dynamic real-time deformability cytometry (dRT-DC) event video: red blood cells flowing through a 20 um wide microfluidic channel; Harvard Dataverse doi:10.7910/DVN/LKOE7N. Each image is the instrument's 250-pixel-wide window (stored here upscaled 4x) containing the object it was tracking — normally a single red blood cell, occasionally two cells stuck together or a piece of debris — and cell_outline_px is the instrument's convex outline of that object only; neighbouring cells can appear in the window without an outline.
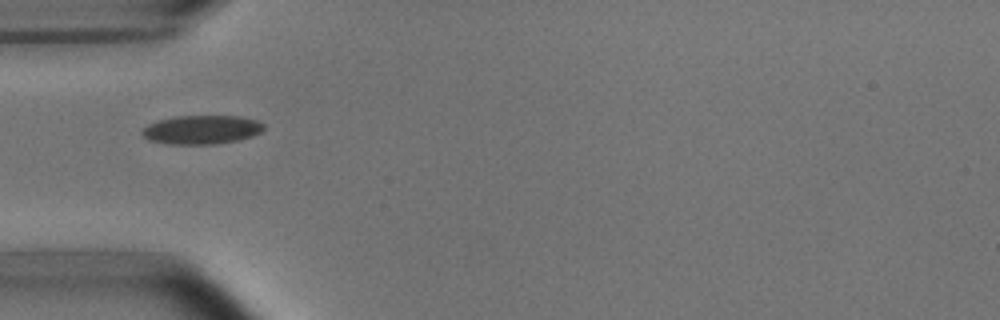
{"species": "common noctule bat (a hibernating species)", "species_latin": "Nyctalus noctula", "temperature_condition": "room temperature", "stored_images_in_passage": 3, "camera_frame_rate_fps": 3000, "um_per_image_px": 0.085, "animal": {"sex": "male", "body_mass_g": 15.6}, "frame": {"image": 1, "passage_image": 1, "time_ms": 0.0, "image_size_px": [1000, 320], "cell_outline_px": [[264, 128], [260, 132], [252, 136], [236, 140], [216, 144], [168, 144], [148, 140], [140, 132], [148, 124], [160, 120], [176, 116], [240, 116], [256, 120], [264, 124]], "centroid_in_image_um": [17.13, 11.02], "position_along_channel_um": 67.9, "area_um2": 20.35}}
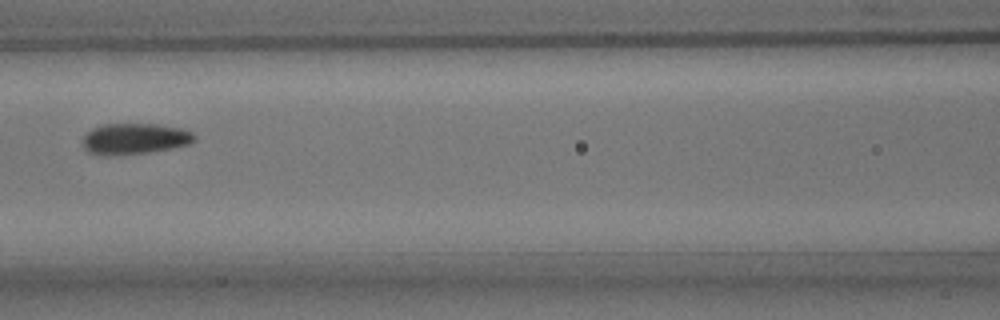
{"frame": {"image": 2, "passage_image": 3, "time_ms": 2.333, "image_size_px": [1000, 320], "cell_outline_px": [[196, 140], [188, 144], [172, 148], [148, 152], [120, 156], [104, 156], [88, 152], [84, 148], [84, 136], [92, 128], [100, 124], [156, 124], [180, 128], [192, 132], [196, 136]], "centroid_in_image_um": [11.43, 11.8], "position_along_channel_um": 155.2, "area_um2": 20.35}}